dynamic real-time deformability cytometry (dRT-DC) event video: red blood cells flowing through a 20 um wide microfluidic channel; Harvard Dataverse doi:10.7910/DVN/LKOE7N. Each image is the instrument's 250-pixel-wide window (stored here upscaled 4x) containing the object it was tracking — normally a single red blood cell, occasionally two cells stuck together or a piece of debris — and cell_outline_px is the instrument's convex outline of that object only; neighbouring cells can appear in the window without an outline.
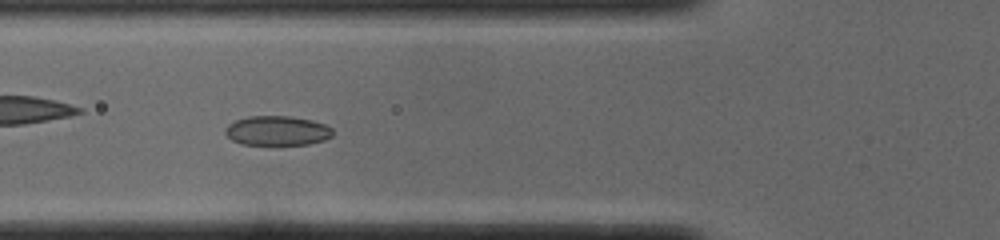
{"species": "common noctule bat (a hibernating species)", "species_latin": "Nyctalus noctula", "temperature_condition": "cold", "stored_images_in_passage": 43, "camera_frame_rate_fps": 3000, "um_per_image_px": 0.085, "animal": {"sex": "male", "body_mass_g": 19.0, "forearm_length_mm": 50.8}, "frame": {"image": 1, "passage_image": 10, "time_ms": 3.0, "image_size_px": [1000, 240], "cell_outline_px": [[332, 136], [324, 140], [308, 144], [276, 148], [272, 148], [240, 144], [232, 140], [224, 132], [224, 128], [228, 124], [236, 120], [248, 116], [288, 116], [312, 120], [324, 124], [332, 128]], "centroid_in_image_um": [23.52, 11.17], "position_along_channel_um": 102.3, "area_um2": 19.48}}
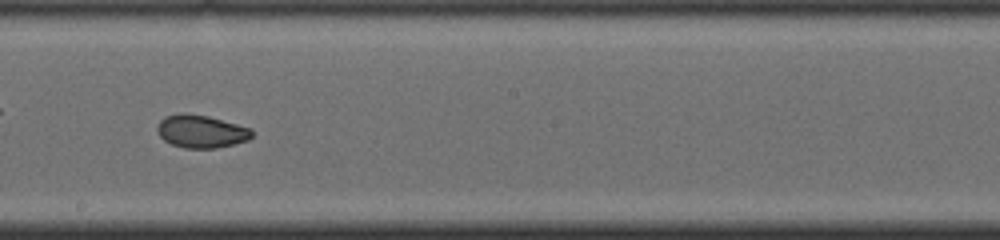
{"frame": {"image": 2, "passage_image": 20, "time_ms": 6.333, "image_size_px": [1000, 240], "cell_outline_px": [[252, 136], [248, 140], [216, 148], [184, 148], [172, 144], [164, 140], [160, 136], [156, 128], [160, 120], [164, 116], [180, 112], [184, 112], [208, 116], [252, 128]], "centroid_in_image_um": [17.07, 11.15], "position_along_channel_um": 231.1, "area_um2": 18.21}}
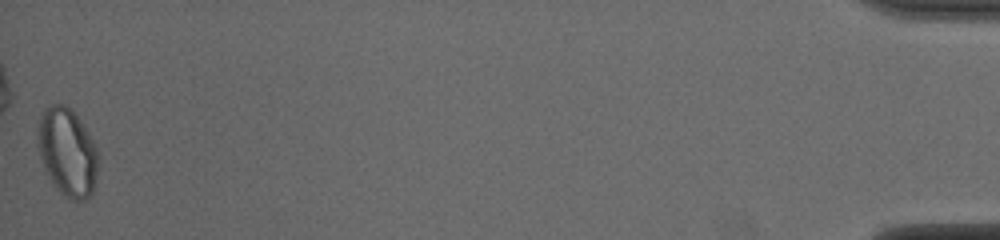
{"frame": {"image": 3, "passage_image": 43, "time_ms": 14.0, "image_size_px": [1000, 240], "cell_outline_px": [[100, 160], [92, 192], [84, 200], [72, 200], [60, 192], [44, 172], [36, 144], [36, 136], [40, 116], [44, 108], [52, 104], [64, 104], [76, 116], [88, 132], [96, 148]], "centroid_in_image_um": [5.69, 12.93], "position_along_channel_um": 429.5, "area_um2": 31.15}, "authors_computed_cell_mechanics": {"area_um2": 19.363, "velocity_mm_per_s": 3.8764, "shape_relaxation_time_tau1_ms": 7.7081, "shape_relaxation_time_tau2_ms": 1.3308, "deformation_change_tau1": 0.153, "deformation_change_tau2": 0.0491}}